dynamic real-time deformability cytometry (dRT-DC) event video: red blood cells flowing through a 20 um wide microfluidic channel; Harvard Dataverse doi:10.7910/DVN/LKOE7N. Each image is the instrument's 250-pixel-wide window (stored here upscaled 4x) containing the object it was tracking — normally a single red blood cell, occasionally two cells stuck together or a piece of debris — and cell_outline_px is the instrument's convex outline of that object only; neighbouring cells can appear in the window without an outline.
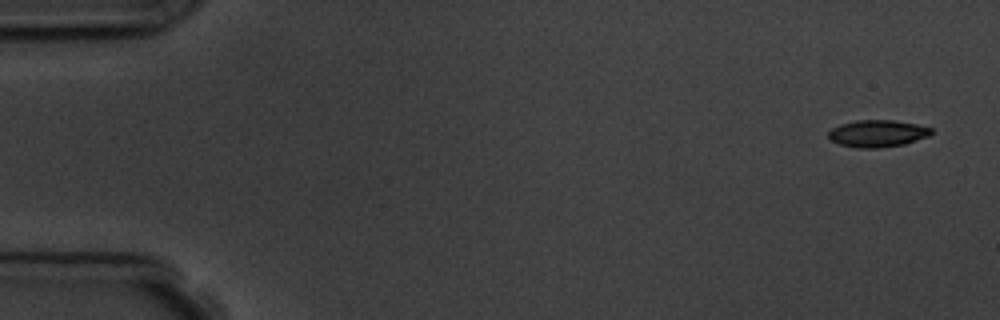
{"species": "common noctule bat (a hibernating species)", "species_latin": "Nyctalus noctula", "temperature_condition": "room temperature", "stored_images_in_passage": 5, "camera_frame_rate_fps": 3000, "um_per_image_px": 0.085, "animal": {"sex": "male", "body_mass_g": 19.5, "forearm_length_mm": 54.6}, "frame": {"image": 1, "passage_image": 1, "time_ms": 0.0, "image_size_px": [1000, 320], "cell_outline_px": [[932, 132], [928, 136], [904, 144], [876, 148], [856, 148], [840, 144], [832, 140], [828, 136], [828, 132], [832, 128], [840, 124], [856, 120], [892, 120], [916, 124], [932, 128]], "centroid_in_image_um": [74.57, 11.34], "position_along_channel_um": 10.4, "area_um2": 16.07}}
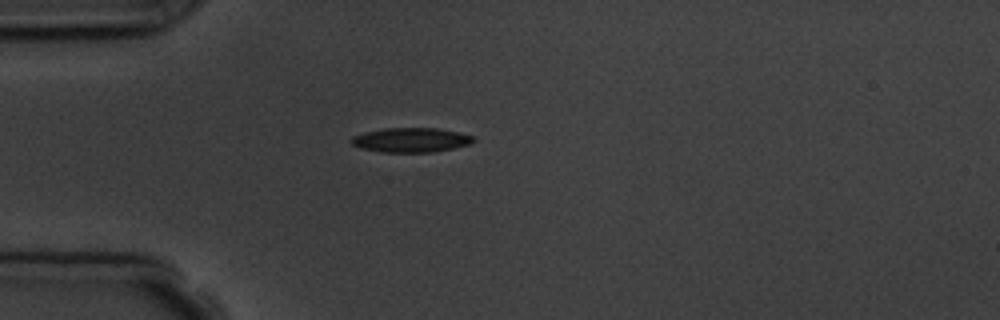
{"frame": {"image": 2, "passage_image": 5, "time_ms": 4.333, "image_size_px": [1000, 320], "cell_outline_px": [[476, 140], [468, 144], [452, 148], [432, 152], [380, 152], [360, 148], [352, 144], [348, 140], [352, 136], [364, 132], [384, 128], [436, 128], [456, 132], [472, 136]], "centroid_in_image_um": [34.85, 11.9], "position_along_channel_um": 50.2, "area_um2": 17.34}}